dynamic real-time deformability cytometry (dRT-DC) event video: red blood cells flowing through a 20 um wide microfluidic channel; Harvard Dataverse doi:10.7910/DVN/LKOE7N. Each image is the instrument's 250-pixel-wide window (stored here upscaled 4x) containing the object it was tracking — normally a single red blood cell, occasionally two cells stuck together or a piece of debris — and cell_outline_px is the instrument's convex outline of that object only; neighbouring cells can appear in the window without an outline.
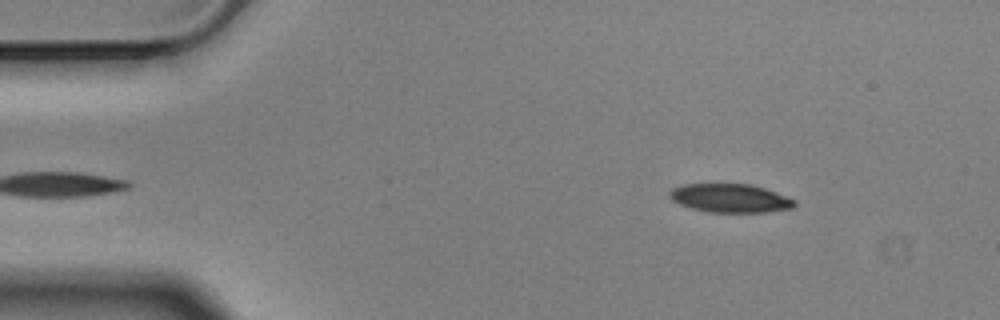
{"species": "Egyptian fruit bat (a non-hibernating species)", "species_latin": "Rousettus aegyptiacus", "temperature_condition": "cold", "stored_images_in_passage": 4, "camera_frame_rate_fps": 3000, "um_per_image_px": 0.085, "animal": {"sex": "male"}, "frame": {"image": 1, "passage_image": 4, "time_ms": 1.0, "image_size_px": [1000, 320], "cell_outline_px": [[796, 204], [792, 208], [764, 212], [708, 212], [692, 208], [680, 204], [672, 200], [668, 196], [668, 192], [672, 188], [684, 184], [752, 184], [776, 192], [796, 200]], "centroid_in_image_um": [62.05, 16.84], "position_along_channel_um": 22.9, "area_um2": 20.81}}